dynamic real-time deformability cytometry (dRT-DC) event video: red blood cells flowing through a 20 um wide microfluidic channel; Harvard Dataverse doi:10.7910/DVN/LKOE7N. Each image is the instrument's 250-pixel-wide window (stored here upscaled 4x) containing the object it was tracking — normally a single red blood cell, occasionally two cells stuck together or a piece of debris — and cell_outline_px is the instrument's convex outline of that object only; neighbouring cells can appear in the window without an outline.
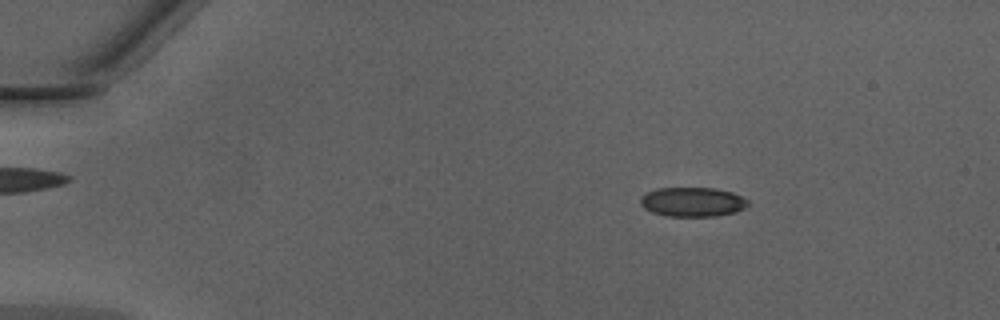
{"species": "Egyptian fruit bat (a non-hibernating species)", "species_latin": "Rousettus aegyptiacus", "temperature_condition": "warm", "stored_images_in_passage": 48, "camera_frame_rate_fps": 3000, "um_per_image_px": 0.085, "animal": {"sex": "male"}, "frame": {"image": 1, "passage_image": 8, "time_ms": 2.333, "image_size_px": [1000, 320], "cell_outline_px": [[748, 204], [744, 208], [736, 212], [716, 216], [668, 216], [652, 212], [644, 208], [640, 204], [640, 196], [644, 192], [656, 188], [716, 188], [732, 192], [748, 200]], "centroid_in_image_um": [58.82, 17.15], "position_along_channel_um": 26.2, "area_um2": 18.55}}
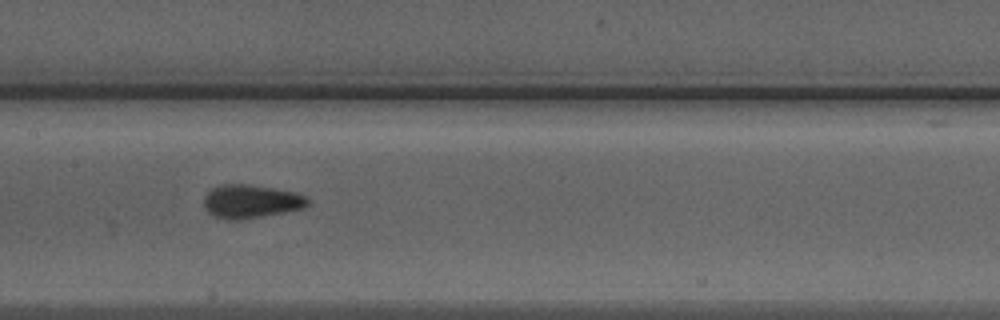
{"frame": {"image": 2, "passage_image": 25, "time_ms": 8.0, "image_size_px": [1000, 320], "cell_outline_px": [[312, 200], [304, 208], [284, 212], [240, 220], [228, 220], [216, 216], [208, 212], [204, 204], [204, 196], [212, 188], [224, 184], [248, 184], [296, 192], [308, 196]], "centroid_in_image_um": [21.37, 17.11], "position_along_channel_um": 186.0, "area_um2": 20.29}}
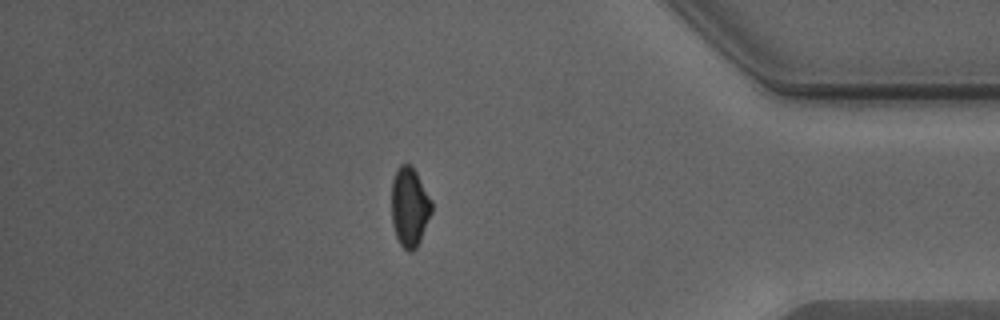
{"frame": {"image": 3, "passage_image": 42, "time_ms": 13.667, "image_size_px": [1000, 320], "cell_outline_px": [[432, 212], [420, 240], [416, 248], [412, 252], [408, 252], [400, 244], [396, 236], [392, 224], [392, 180], [396, 168], [400, 164], [408, 164], [416, 172], [432, 200]], "centroid_in_image_um": [34.81, 17.59], "position_along_channel_um": 400.4, "area_um2": 18.55}, "authors_computed_cell_mechanics": {"area_um2": 18.9006, "velocity_mm_per_s": 4.3267, "shape_relaxation_time_tau1_ms": null, "shape_relaxation_time_tau2_ms": 1.0817, "deformation_change_tau1": null, "deformation_change_tau2": 0.0643}}